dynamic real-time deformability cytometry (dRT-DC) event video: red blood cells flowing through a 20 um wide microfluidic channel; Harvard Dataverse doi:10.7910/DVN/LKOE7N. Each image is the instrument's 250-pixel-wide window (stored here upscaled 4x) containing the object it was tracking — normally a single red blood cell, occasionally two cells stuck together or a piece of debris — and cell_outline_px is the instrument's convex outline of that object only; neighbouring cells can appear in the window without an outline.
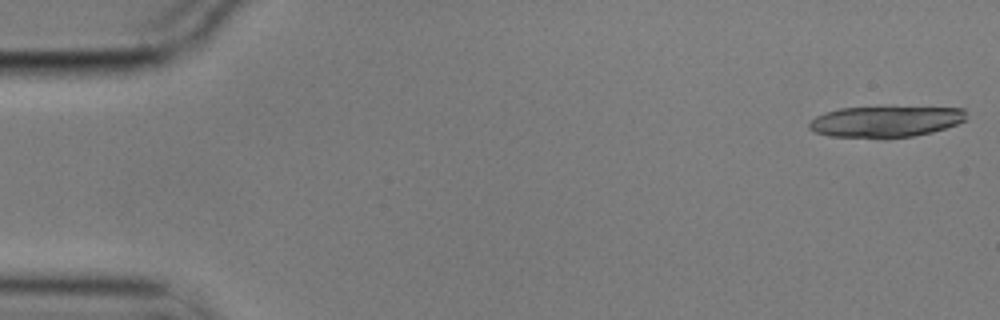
{"species": "common noctule bat (a hibernating species)", "species_latin": "Nyctalus noctula", "temperature_condition": "cold", "stored_images_in_passage": 18, "camera_frame_rate_fps": 3000, "um_per_image_px": 0.085, "animal": {"sex": "male", "body_mass_g": 17.9}, "frame": {"image": 1, "passage_image": 1, "time_ms": 0.0, "image_size_px": [1000, 320], "cell_outline_px": [[964, 120], [956, 124], [932, 132], [912, 136], [828, 136], [812, 132], [808, 128], [808, 124], [816, 116], [824, 112], [840, 108], [964, 108]], "centroid_in_image_um": [75.19, 10.32], "position_along_channel_um": 9.8, "area_um2": 27.4}}